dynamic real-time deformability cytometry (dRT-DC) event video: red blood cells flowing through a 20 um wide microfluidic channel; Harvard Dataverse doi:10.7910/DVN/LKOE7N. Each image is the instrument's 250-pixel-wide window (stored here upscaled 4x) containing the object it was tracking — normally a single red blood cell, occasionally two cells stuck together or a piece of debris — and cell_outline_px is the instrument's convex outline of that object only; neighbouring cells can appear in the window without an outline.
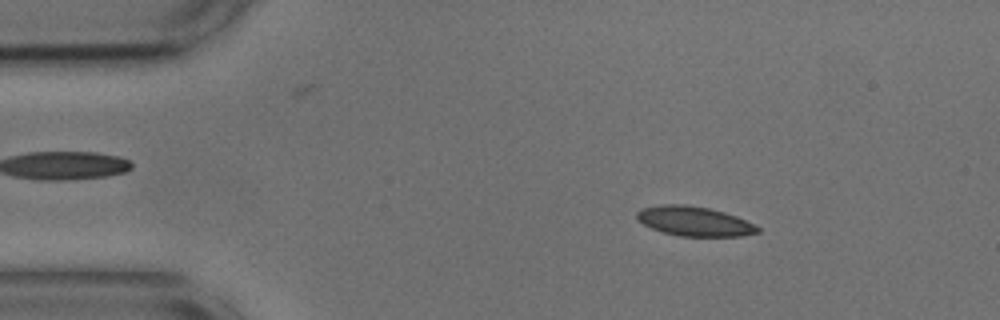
{"species": "common noctule bat (a hibernating species)", "species_latin": "Nyctalus noctula", "temperature_condition": "cold", "stored_images_in_passage": 53, "camera_frame_rate_fps": 3000, "um_per_image_px": 0.085, "animal": {"sex": "male", "body_mass_g": 17.9, "forearm_length_mm": 54.2}, "frame": {"image": 1, "passage_image": 7, "time_ms": 2.0, "image_size_px": [1000, 320], "cell_outline_px": [[760, 232], [740, 236], [680, 236], [664, 232], [652, 228], [644, 224], [636, 216], [636, 212], [640, 208], [660, 204], [684, 204], [708, 208], [724, 212], [736, 216], [760, 228]], "centroid_in_image_um": [58.99, 18.79], "position_along_channel_um": 26.0, "area_um2": 20.63}}
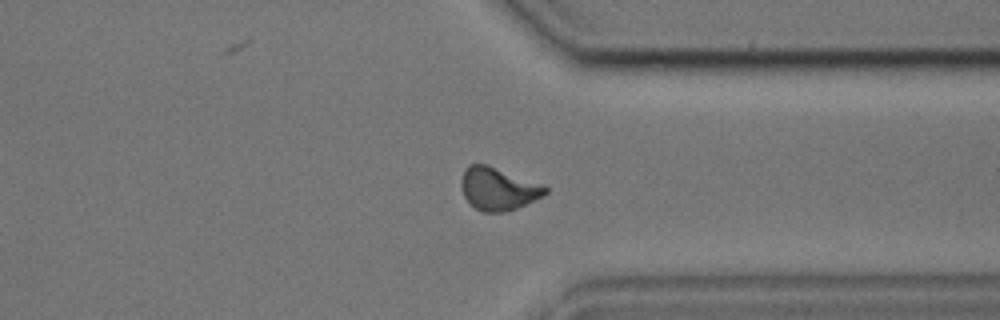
{"frame": {"image": 2, "passage_image": 40, "time_ms": 13.0, "image_size_px": [1000, 320], "cell_outline_px": [[548, 192], [544, 196], [516, 208], [504, 212], [480, 212], [464, 196], [460, 184], [464, 168], [468, 164], [488, 164], [544, 184], [548, 188]], "centroid_in_image_um": [42.36, 16.03], "position_along_channel_um": 369.0, "area_um2": 21.15}}
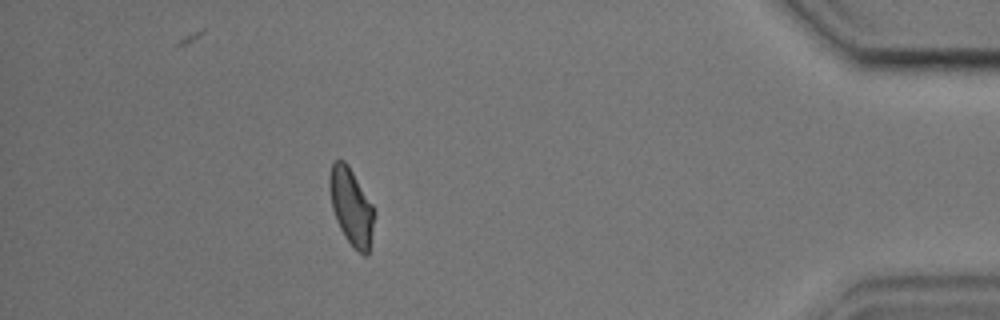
{"frame": {"image": 3, "passage_image": 47, "time_ms": 15.333, "image_size_px": [1000, 320], "cell_outline_px": [[376, 212], [368, 256], [364, 256], [352, 248], [344, 236], [336, 220], [332, 208], [328, 188], [328, 176], [332, 164], [336, 160], [344, 160], [348, 164], [372, 204]], "centroid_in_image_um": [29.85, 17.6], "position_along_channel_um": 405.3, "area_um2": 20.4}, "authors_computed_cell_mechanics": {"area_um2": 20.5768, "velocity_mm_per_s": 3.6389, "shape_relaxation_time_tau1_ms": 6.7177, "shape_relaxation_time_tau2_ms": 2.6947, "deformation_change_tau1": 0.1505, "deformation_change_tau2": 0.0738}}